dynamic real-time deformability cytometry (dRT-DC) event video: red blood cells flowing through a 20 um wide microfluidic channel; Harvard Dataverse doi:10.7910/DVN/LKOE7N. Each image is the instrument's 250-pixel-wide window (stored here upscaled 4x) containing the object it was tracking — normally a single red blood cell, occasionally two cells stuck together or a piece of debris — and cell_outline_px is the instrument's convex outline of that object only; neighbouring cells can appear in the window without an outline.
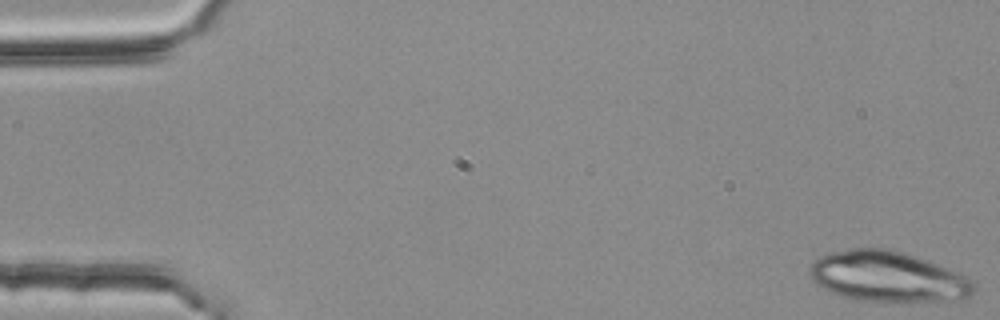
{"species": "common noctule bat (a hibernating species)", "species_latin": "Nyctalus noctula", "temperature_condition": "room temperature", "stored_images_in_passage": 4, "camera_frame_rate_fps": 3000, "um_per_image_px": 0.085, "animal": {"sex": "female", "body_mass_g": 25.1}, "frame": {"image": 1, "passage_image": 1, "time_ms": 0.0, "image_size_px": [1000, 320], "cell_outline_px": [[976, 288], [972, 296], [964, 300], [856, 300], [832, 292], [816, 284], [812, 280], [808, 272], [808, 268], [820, 256], [832, 252], [852, 248], [884, 248], [904, 252], [928, 260], [960, 272], [972, 280], [976, 284]], "centroid_in_image_um": [75.51, 23.49], "position_along_channel_um": 9.5, "area_um2": 48.21}}